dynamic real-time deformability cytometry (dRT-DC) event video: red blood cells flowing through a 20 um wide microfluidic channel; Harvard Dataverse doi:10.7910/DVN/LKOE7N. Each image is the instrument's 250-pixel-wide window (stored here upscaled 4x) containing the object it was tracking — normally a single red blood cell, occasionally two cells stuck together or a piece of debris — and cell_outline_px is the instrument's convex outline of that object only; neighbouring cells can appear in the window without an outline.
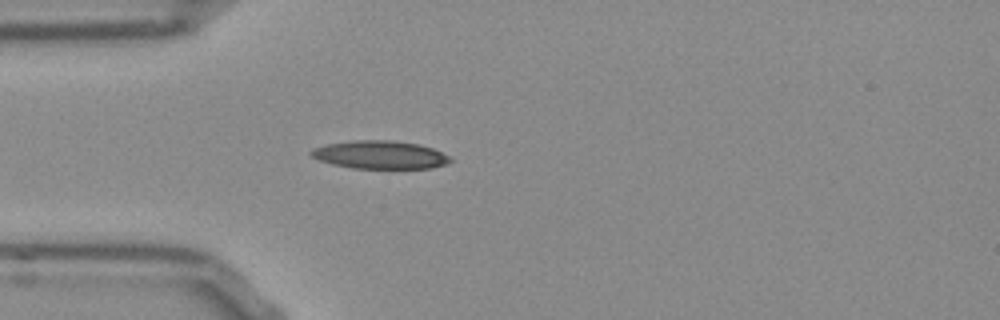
{"species": "Egyptian fruit bat (a non-hibernating species)", "species_latin": "Rousettus aegyptiacus", "temperature_condition": "room temperature", "stored_images_in_passage": 39, "camera_frame_rate_fps": 3000, "um_per_image_px": 0.085, "frame": {"image": 1, "passage_image": 1, "time_ms": 0.0, "image_size_px": [1000, 320], "cell_outline_px": [[452, 160], [448, 164], [432, 168], [352, 168], [332, 164], [320, 160], [312, 156], [308, 152], [312, 148], [328, 144], [356, 140], [388, 140], [416, 144], [432, 148], [448, 156]], "centroid_in_image_um": [32.29, 13.16], "position_along_channel_um": 52.7, "area_um2": 22.54}}
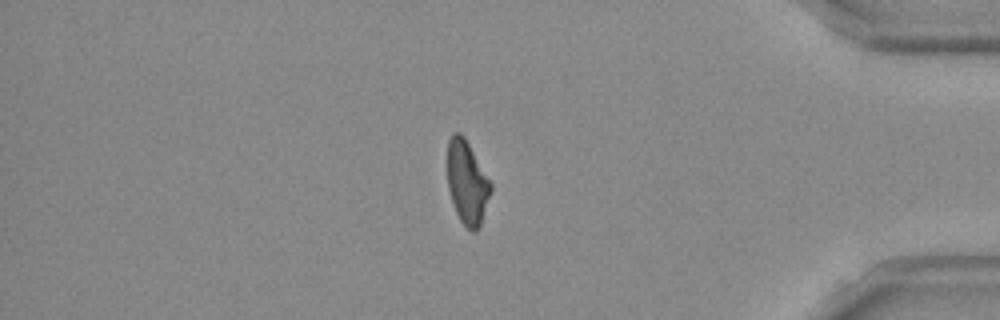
{"frame": {"image": 2, "passage_image": 31, "time_ms": 10.0, "image_size_px": [1000, 320], "cell_outline_px": [[492, 192], [480, 224], [476, 232], [472, 232], [460, 220], [456, 212], [448, 188], [448, 140], [452, 132], [460, 132], [464, 136], [492, 184]], "centroid_in_image_um": [39.71, 15.5], "position_along_channel_um": 395.5, "area_um2": 20.92}}
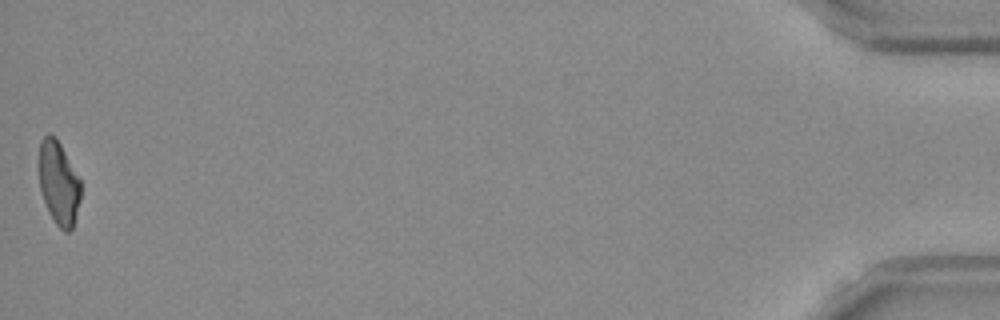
{"frame": {"image": 3, "passage_image": 39, "time_ms": 12.667, "image_size_px": [1000, 320], "cell_outline_px": [[80, 200], [76, 216], [72, 228], [68, 232], [64, 232], [56, 224], [48, 212], [40, 188], [36, 164], [40, 140], [48, 132], [56, 136], [80, 180]], "centroid_in_image_um": [4.93, 15.5], "position_along_channel_um": 430.3, "area_um2": 20.81}, "authors_computed_cell_mechanics": {"area_um2": 21.8484, "velocity_mm_per_s": 3.8367, "shape_relaxation_time_tau1_ms": null, "shape_relaxation_time_tau2_ms": 3.0874, "deformation_change_tau1": null, "deformation_change_tau2": 0.1224}}